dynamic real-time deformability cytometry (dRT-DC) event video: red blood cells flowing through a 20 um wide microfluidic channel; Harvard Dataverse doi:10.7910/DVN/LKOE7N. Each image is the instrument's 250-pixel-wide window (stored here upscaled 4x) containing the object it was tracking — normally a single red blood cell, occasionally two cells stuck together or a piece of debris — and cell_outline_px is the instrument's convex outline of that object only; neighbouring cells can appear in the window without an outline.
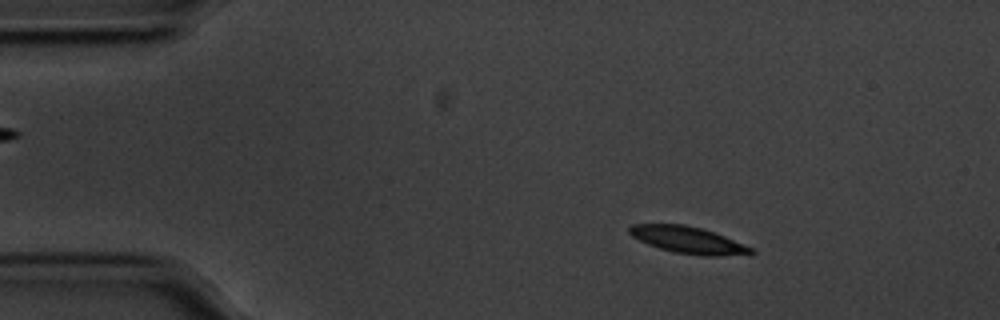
{"species": "common noctule bat (a hibernating species)", "species_latin": "Nyctalus noctula", "temperature_condition": "cold", "stored_images_in_passage": 54, "camera_frame_rate_fps": 3000, "um_per_image_px": 0.085, "animal": {"sex": "male", "body_mass_g": 20.1, "forearm_length_mm": 53.5}, "frame": {"image": 1, "passage_image": 8, "time_ms": 2.333, "image_size_px": [1000, 320], "cell_outline_px": [[756, 252], [720, 256], [700, 256], [676, 252], [660, 248], [648, 244], [632, 236], [628, 232], [628, 228], [632, 224], [684, 224], [700, 228], [724, 236], [756, 248]], "centroid_in_image_um": [58.5, 20.4], "position_along_channel_um": 26.5, "area_um2": 18.84}}
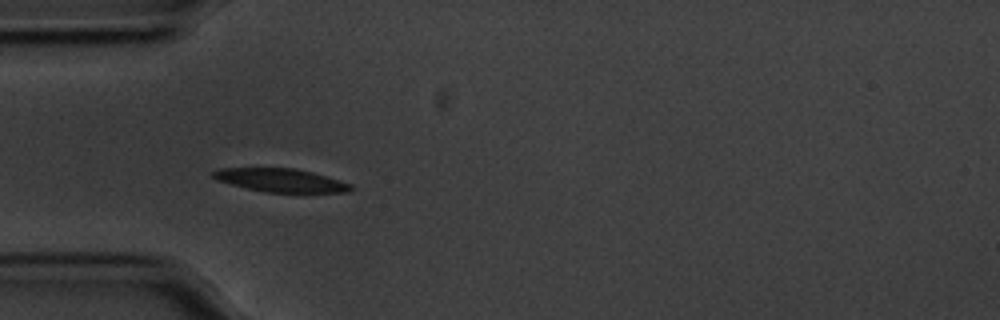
{"frame": {"image": 2, "passage_image": 16, "time_ms": 5.0, "image_size_px": [1000, 320], "cell_outline_px": [[352, 188], [348, 192], [264, 192], [232, 184], [220, 180], [212, 176], [212, 172], [220, 168], [292, 168], [312, 172], [352, 184]], "centroid_in_image_um": [23.88, 15.32], "position_along_channel_um": 61.1, "area_um2": 18.32}}
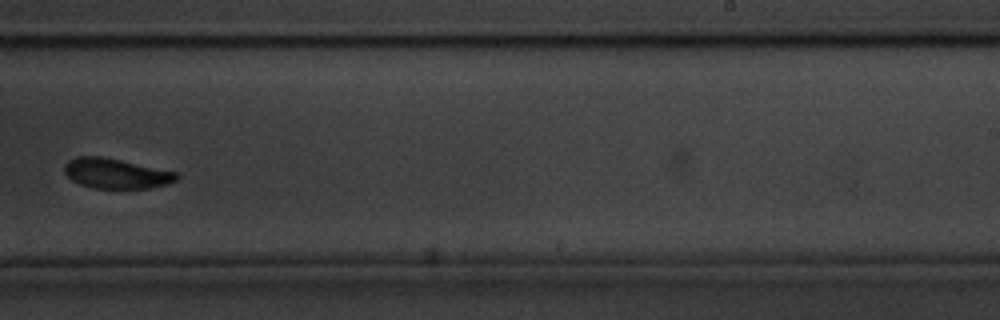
{"frame": {"image": 3, "passage_image": 32, "time_ms": 10.333, "image_size_px": [1000, 320], "cell_outline_px": [[180, 176], [176, 180], [168, 184], [148, 188], [92, 188], [80, 184], [72, 180], [64, 172], [64, 164], [68, 160], [76, 156], [100, 156], [176, 172]], "centroid_in_image_um": [9.83, 14.75], "position_along_channel_um": 279.2, "area_um2": 19.48}, "authors_computed_cell_mechanics": {"area_um2": 19.7387, "velocity_mm_per_s": 3.5124, "shape_relaxation_time_tau1_ms": 4.8593, "shape_relaxation_time_tau2_ms": 3.4556, "deformation_change_tau1": 0.1507, "deformation_change_tau2": 0.0806}}